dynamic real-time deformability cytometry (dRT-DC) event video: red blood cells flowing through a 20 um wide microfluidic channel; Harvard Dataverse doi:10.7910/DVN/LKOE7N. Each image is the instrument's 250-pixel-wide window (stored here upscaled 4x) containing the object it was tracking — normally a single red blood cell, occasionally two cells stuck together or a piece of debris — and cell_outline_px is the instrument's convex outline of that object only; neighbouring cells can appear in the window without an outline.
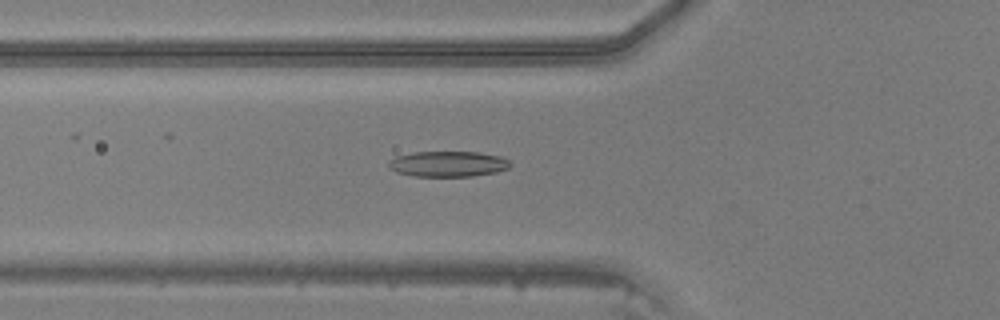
{"species": "common noctule bat (a hibernating species)", "species_latin": "Nyctalus noctula", "temperature_condition": "warm", "stored_images_in_passage": 47, "camera_frame_rate_fps": 3000, "um_per_image_px": 0.085, "animal": {"sex": "male", "body_mass_g": 20.5, "forearm_length_mm": 52.5}, "frame": {"image": 1, "passage_image": 17, "time_ms": 5.333, "image_size_px": [1000, 320], "cell_outline_px": [[512, 164], [508, 168], [496, 172], [472, 176], [416, 176], [396, 172], [388, 168], [388, 160], [396, 156], [412, 152], [480, 152], [500, 156], [508, 160]], "centroid_in_image_um": [38.06, 13.93], "position_along_channel_um": 87.7, "area_um2": 18.21}}
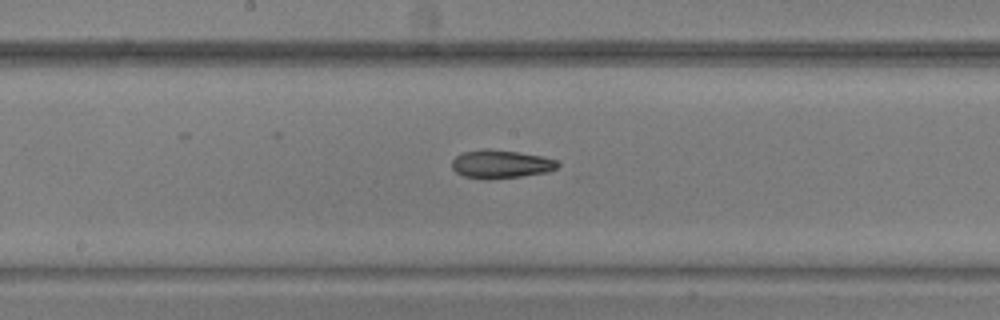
{"frame": {"image": 2, "passage_image": 25, "time_ms": 8.0, "image_size_px": [1000, 320], "cell_outline_px": [[560, 164], [556, 168], [548, 172], [520, 176], [488, 180], [484, 180], [464, 176], [456, 172], [452, 168], [452, 160], [460, 152], [484, 148], [488, 148], [544, 156], [556, 160]], "centroid_in_image_um": [42.54, 13.94], "position_along_channel_um": 205.7, "area_um2": 17.69}}
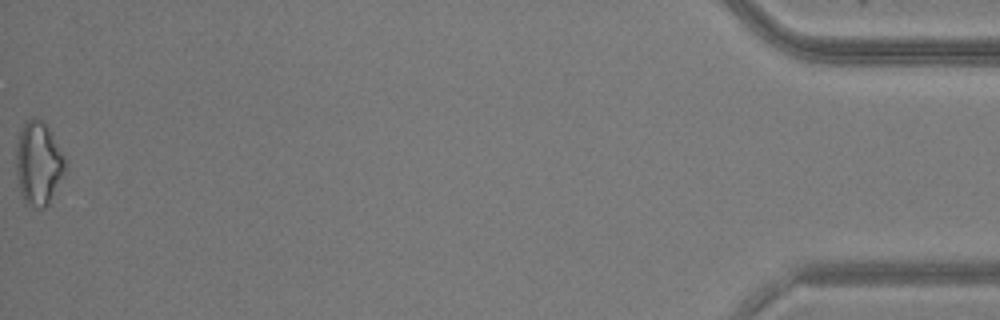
{"frame": {"image": 3, "passage_image": 47, "time_ms": 15.333, "image_size_px": [1000, 320], "cell_outline_px": [[64, 172], [48, 204], [44, 208], [36, 208], [24, 204], [20, 192], [16, 172], [16, 144], [20, 128], [24, 120], [32, 116], [40, 120], [48, 128], [64, 156]], "centroid_in_image_um": [3.21, 13.88], "position_along_channel_um": 432.0, "area_um2": 23.81}}